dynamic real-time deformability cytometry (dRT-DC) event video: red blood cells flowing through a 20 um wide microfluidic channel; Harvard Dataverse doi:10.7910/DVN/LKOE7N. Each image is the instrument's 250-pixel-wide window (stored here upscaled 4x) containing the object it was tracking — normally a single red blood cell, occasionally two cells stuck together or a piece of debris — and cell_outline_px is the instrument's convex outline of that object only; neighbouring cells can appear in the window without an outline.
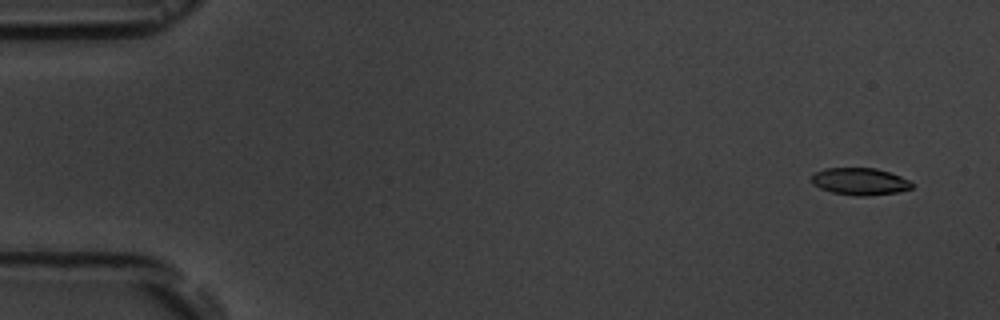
{"species": "common noctule bat (a hibernating species)", "species_latin": "Nyctalus noctula", "temperature_condition": "room temperature", "stored_images_in_passage": 4, "camera_frame_rate_fps": 3000, "um_per_image_px": 0.085, "animal": {"sex": "male", "body_mass_g": 19.5, "forearm_length_mm": 54.6}, "frame": {"image": 1, "passage_image": 1, "time_ms": 0.0, "image_size_px": [1000, 320], "cell_outline_px": [[916, 184], [912, 188], [896, 192], [868, 196], [856, 196], [832, 192], [820, 188], [812, 184], [812, 176], [816, 172], [824, 168], [876, 168], [912, 180]], "centroid_in_image_um": [73.13, 15.42], "position_along_channel_um": 11.9, "area_um2": 15.95}}